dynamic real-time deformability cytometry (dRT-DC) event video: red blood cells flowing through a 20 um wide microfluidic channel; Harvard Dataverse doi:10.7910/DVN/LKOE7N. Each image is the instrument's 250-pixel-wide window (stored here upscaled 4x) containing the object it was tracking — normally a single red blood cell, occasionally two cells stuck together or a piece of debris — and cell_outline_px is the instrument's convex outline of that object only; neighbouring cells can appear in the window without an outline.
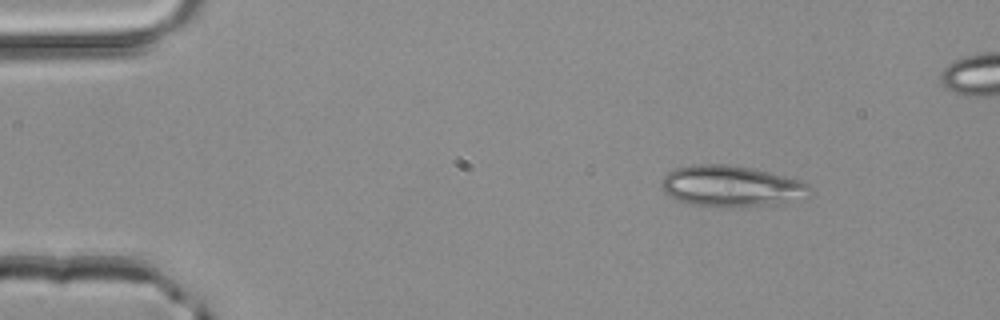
{"species": "common noctule bat (a hibernating species)", "species_latin": "Nyctalus noctula", "temperature_condition": "room temperature", "stored_images_in_passage": 4, "camera_frame_rate_fps": 3000, "um_per_image_px": 0.085, "animal": {"sex": "male", "body_mass_g": 20.4}, "frame": {"image": 1, "passage_image": 1, "time_ms": 0.0, "image_size_px": [1000, 320], "cell_outline_px": [[812, 188], [784, 204], [688, 204], [676, 200], [668, 196], [664, 192], [664, 176], [668, 172], [676, 168], [692, 164], [728, 164], [752, 168], [804, 180]], "centroid_in_image_um": [62.12, 15.76], "position_along_channel_um": 22.9, "area_um2": 34.22}}
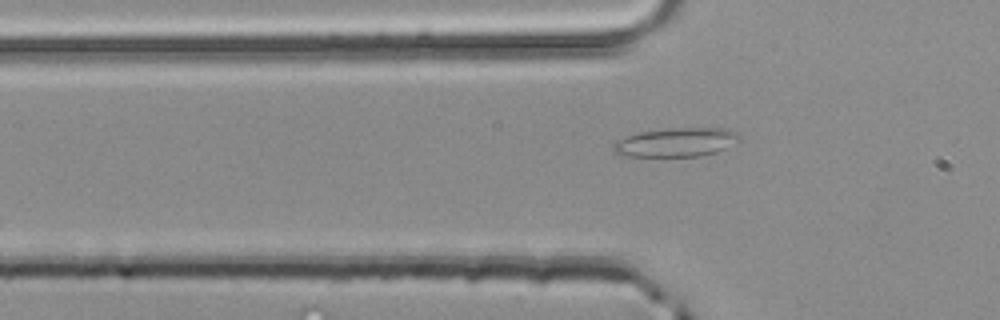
{"frame": {"image": 2, "passage_image": 4, "time_ms": 1.0, "image_size_px": [1000, 320], "cell_outline_px": [[740, 140], [728, 148], [716, 152], [700, 156], [628, 156], [616, 152], [612, 144], [616, 140], [636, 132], [664, 128], [728, 128], [736, 132], [740, 136]], "centroid_in_image_um": [57.5, 12.08], "position_along_channel_um": 68.3, "area_um2": 21.44}}